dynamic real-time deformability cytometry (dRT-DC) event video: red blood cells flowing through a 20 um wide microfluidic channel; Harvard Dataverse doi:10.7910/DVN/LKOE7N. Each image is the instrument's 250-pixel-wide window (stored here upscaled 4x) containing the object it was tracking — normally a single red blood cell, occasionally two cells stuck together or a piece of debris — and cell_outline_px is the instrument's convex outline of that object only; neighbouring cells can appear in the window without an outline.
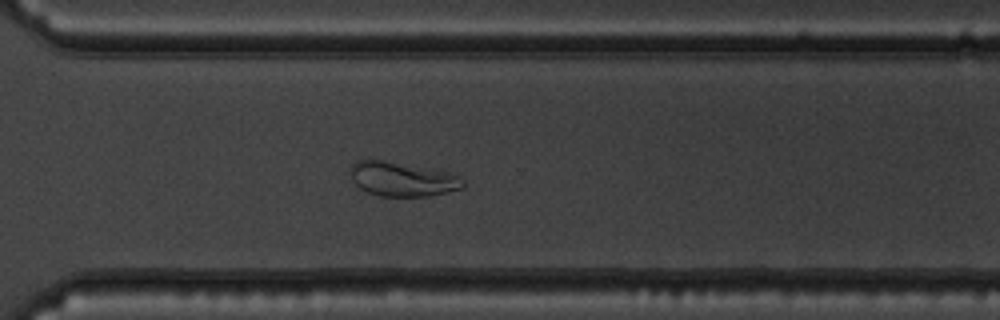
{"species": "common noctule bat (a hibernating species)", "species_latin": "Nyctalus noctula", "temperature_condition": "warm", "stored_images_in_passage": 53, "camera_frame_rate_fps": 3000, "um_per_image_px": 0.085, "animal": {"sex": "male", "body_mass_g": 19.5, "forearm_length_mm": 54.6}, "frame": {"image": 1, "passage_image": 38, "time_ms": 12.333, "image_size_px": [1000, 320], "cell_outline_px": [[464, 188], [428, 196], [380, 196], [368, 192], [360, 188], [352, 180], [348, 172], [352, 164], [356, 160], [380, 160], [448, 172], [460, 176], [464, 180]], "centroid_in_image_um": [34.17, 15.23], "position_along_channel_um": 336.4, "area_um2": 22.37}}
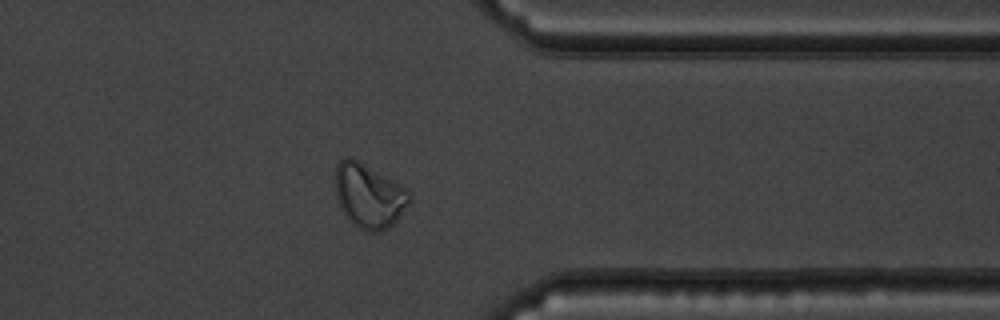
{"frame": {"image": 2, "passage_image": 42, "time_ms": 13.667, "image_size_px": [1000, 320], "cell_outline_px": [[412, 196], [408, 204], [396, 220], [388, 228], [380, 232], [364, 232], [352, 224], [344, 216], [340, 208], [336, 196], [336, 164], [340, 160], [348, 156], [352, 156], [400, 184]], "centroid_in_image_um": [31.32, 16.65], "position_along_channel_um": 380.1, "area_um2": 27.92}}
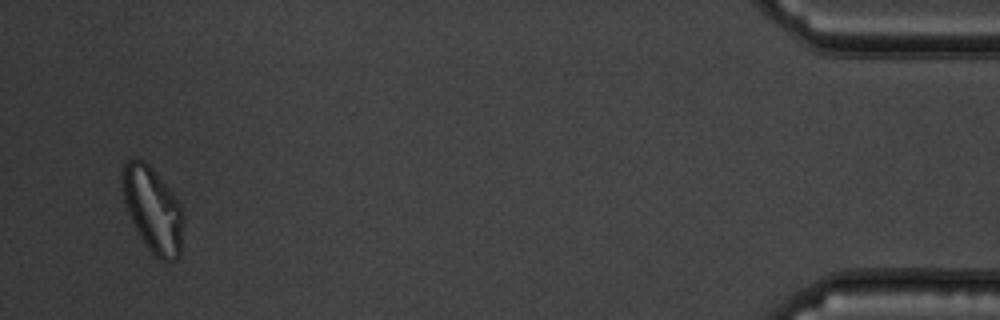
{"frame": {"image": 3, "passage_image": 51, "time_ms": 16.667, "image_size_px": [1000, 320], "cell_outline_px": [[184, 220], [180, 256], [176, 260], [160, 260], [152, 252], [140, 236], [128, 212], [124, 200], [120, 176], [124, 160], [144, 160], [152, 168], [176, 196], [184, 212]], "centroid_in_image_um": [13.0, 17.79], "position_along_channel_um": 422.2, "area_um2": 30.35}}